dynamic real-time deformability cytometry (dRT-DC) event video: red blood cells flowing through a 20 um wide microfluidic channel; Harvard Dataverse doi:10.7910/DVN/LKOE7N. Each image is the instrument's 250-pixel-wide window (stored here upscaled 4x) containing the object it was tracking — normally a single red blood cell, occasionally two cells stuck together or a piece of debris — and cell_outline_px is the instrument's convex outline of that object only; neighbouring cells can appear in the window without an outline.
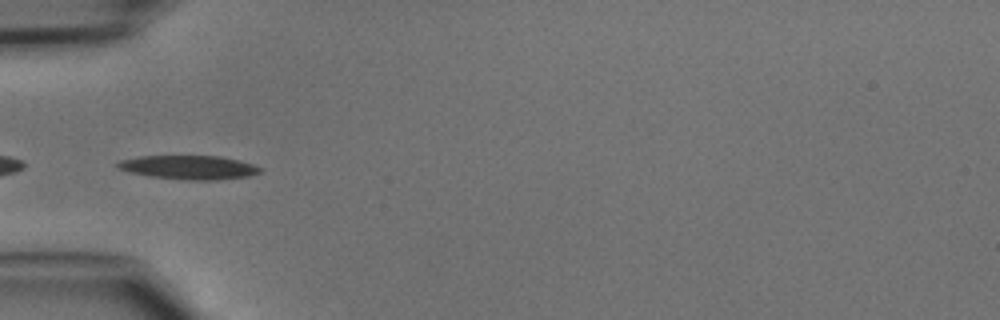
{"species": "common noctule bat (a hibernating species)", "species_latin": "Nyctalus noctula", "temperature_condition": "cold", "stored_images_in_passage": 33, "camera_frame_rate_fps": 3000, "um_per_image_px": 0.085, "animal": {"sex": "male", "body_mass_g": 15.6}, "frame": {"image": 1, "passage_image": 1, "time_ms": 0.0, "image_size_px": [1000, 320], "cell_outline_px": [[264, 168], [260, 172], [248, 176], [216, 180], [188, 180], [152, 176], [128, 172], [116, 168], [116, 164], [120, 160], [140, 156], [220, 156], [240, 160]], "centroid_in_image_um": [16.06, 14.22], "position_along_channel_um": 68.9, "area_um2": 19.83}}
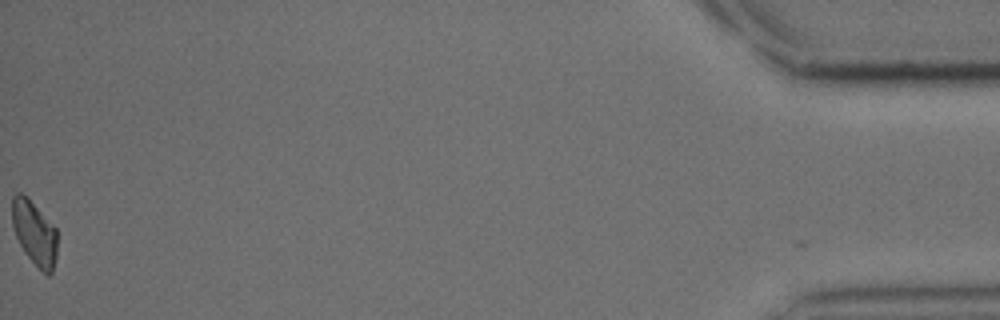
{"frame": {"image": 2, "passage_image": 33, "time_ms": 10.667, "image_size_px": [1000, 320], "cell_outline_px": [[56, 256], [52, 272], [48, 276], [24, 252], [16, 236], [12, 224], [12, 196], [16, 192], [20, 192], [56, 228]], "centroid_in_image_um": [2.91, 19.81], "position_along_channel_um": 432.3, "area_um2": 16.3}}